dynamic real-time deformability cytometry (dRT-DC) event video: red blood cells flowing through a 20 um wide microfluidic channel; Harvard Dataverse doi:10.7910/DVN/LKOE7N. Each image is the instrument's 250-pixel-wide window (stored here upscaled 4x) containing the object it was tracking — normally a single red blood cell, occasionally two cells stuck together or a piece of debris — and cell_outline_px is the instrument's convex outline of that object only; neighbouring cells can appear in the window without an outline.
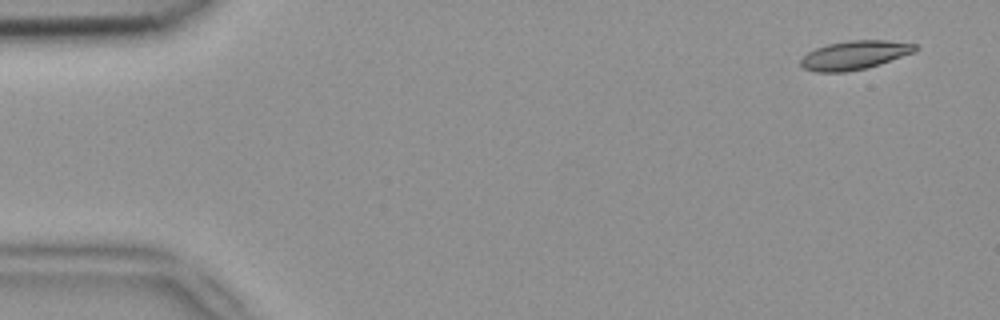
{"species": "common noctule bat (a hibernating species)", "species_latin": "Nyctalus noctula", "temperature_condition": "room temperature", "stored_images_in_passage": 5, "camera_frame_rate_fps": 3000, "um_per_image_px": 0.085, "animal": {"sex": "female", "body_mass_g": 18.4}, "frame": {"image": 1, "passage_image": 1, "time_ms": 0.0, "image_size_px": [1000, 320], "cell_outline_px": [[916, 52], [880, 64], [864, 68], [844, 72], [816, 72], [804, 68], [800, 64], [800, 60], [808, 52], [816, 48], [828, 44], [848, 40], [888, 40], [916, 44]], "centroid_in_image_um": [72.65, 4.68], "position_along_channel_um": 12.4, "area_um2": 19.13}}
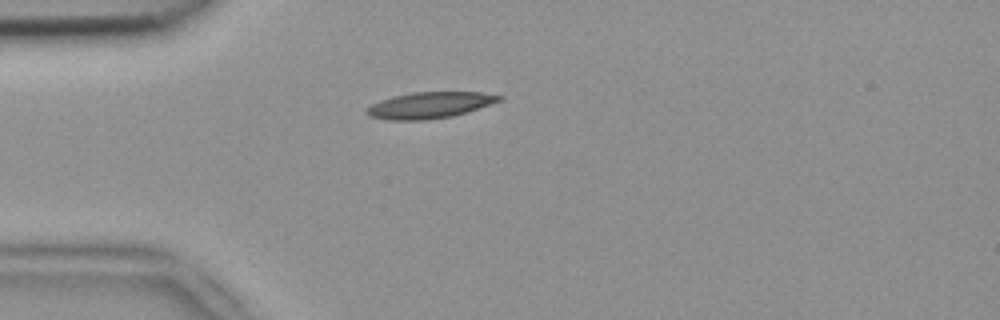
{"frame": {"image": 2, "passage_image": 3, "time_ms": 0.667, "image_size_px": [1000, 320], "cell_outline_px": [[504, 96], [500, 100], [468, 112], [452, 116], [424, 120], [388, 120], [368, 116], [364, 112], [372, 104], [380, 100], [392, 96], [412, 92], [480, 92]], "centroid_in_image_um": [36.48, 8.94], "position_along_channel_um": 48.5, "area_um2": 20.23}}